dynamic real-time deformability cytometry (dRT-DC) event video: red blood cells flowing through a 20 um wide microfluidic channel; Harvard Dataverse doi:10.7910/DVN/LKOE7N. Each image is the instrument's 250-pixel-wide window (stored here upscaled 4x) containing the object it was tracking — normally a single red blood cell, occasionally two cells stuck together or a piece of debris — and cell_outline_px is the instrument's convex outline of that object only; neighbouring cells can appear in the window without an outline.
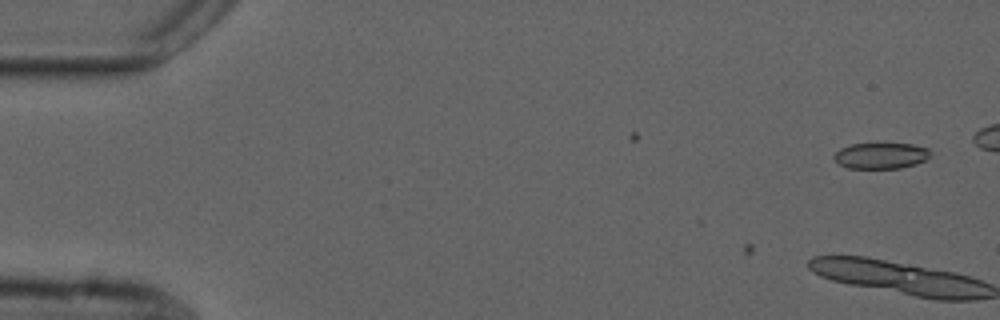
{"species": "common noctule bat (a hibernating species)", "species_latin": "Nyctalus noctula", "temperature_condition": "cold", "stored_images_in_passage": 13, "camera_frame_rate_fps": 3000, "um_per_image_px": 0.085, "animal": {"sex": "male", "forearm_length_mm": 52.5}, "frame": {"image": 1, "passage_image": 1, "time_ms": 0.0, "image_size_px": [1000, 320], "cell_outline_px": [[932, 152], [924, 160], [916, 164], [900, 168], [848, 168], [840, 164], [832, 156], [840, 148], [852, 144], [876, 140], [880, 140], [912, 144], [928, 148]], "centroid_in_image_um": [74.88, 13.16], "position_along_channel_um": 10.1, "area_um2": 15.37}}